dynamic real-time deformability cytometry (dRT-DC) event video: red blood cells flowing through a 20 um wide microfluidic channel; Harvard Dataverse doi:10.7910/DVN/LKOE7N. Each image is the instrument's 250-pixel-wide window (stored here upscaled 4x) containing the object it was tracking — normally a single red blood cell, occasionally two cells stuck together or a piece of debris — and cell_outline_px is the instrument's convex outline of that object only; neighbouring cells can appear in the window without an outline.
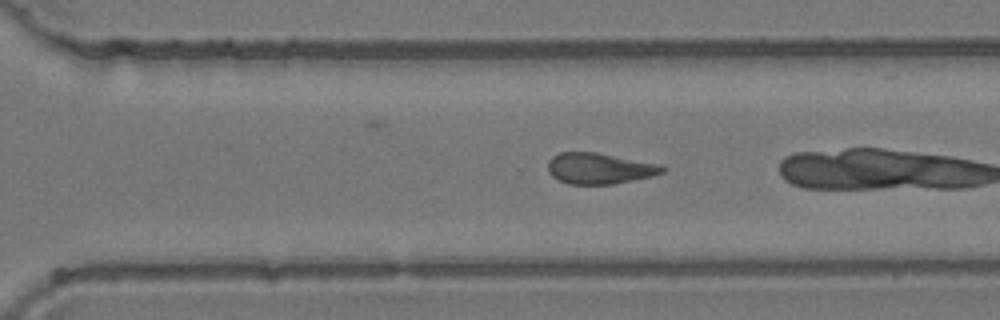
{"species": "common noctule bat (a hibernating species)", "species_latin": "Nyctalus noctula", "temperature_condition": "room temperature", "stored_images_in_passage": 39, "camera_frame_rate_fps": 3000, "um_per_image_px": 0.085, "animal": {"sex": "female", "body_mass_g": 24.6, "forearm_length_mm": 56.2}, "frame": {"image": 1, "passage_image": 34, "time_ms": 11.0, "image_size_px": [1000, 320], "cell_outline_px": [[668, 168], [664, 172], [652, 176], [612, 184], [568, 184], [552, 176], [548, 172], [548, 160], [552, 156], [560, 152], [596, 152], [660, 164]], "centroid_in_image_um": [50.95, 14.31], "position_along_channel_um": 319.6, "area_um2": 20.69}}